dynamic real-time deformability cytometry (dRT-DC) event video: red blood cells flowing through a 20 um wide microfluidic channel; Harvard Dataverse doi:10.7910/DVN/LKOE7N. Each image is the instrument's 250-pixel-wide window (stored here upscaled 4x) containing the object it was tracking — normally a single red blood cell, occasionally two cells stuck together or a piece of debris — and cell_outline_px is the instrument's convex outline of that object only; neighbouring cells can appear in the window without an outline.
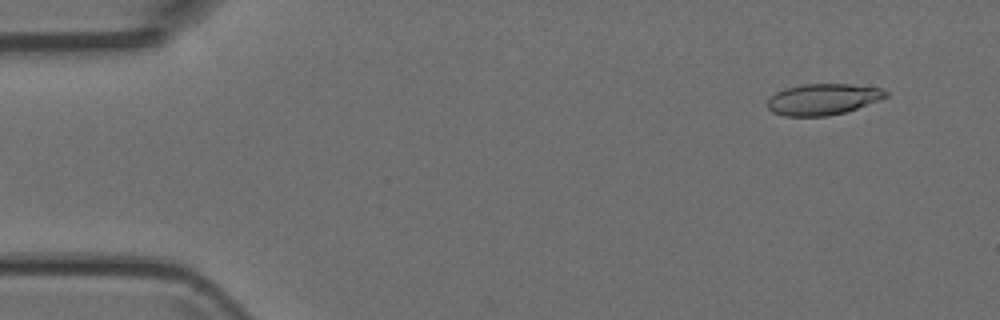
{"species": "Egyptian fruit bat (a non-hibernating species)", "species_latin": "Rousettus aegyptiacus", "temperature_condition": "room temperature", "stored_images_in_passage": 4, "camera_frame_rate_fps": 3000, "um_per_image_px": 0.085, "animal": {"sex": "female"}, "frame": {"image": 1, "passage_image": 1, "time_ms": 0.0, "image_size_px": [1000, 320], "cell_outline_px": [[888, 96], [880, 100], [844, 112], [828, 116], [784, 116], [772, 112], [768, 108], [768, 100], [776, 92], [784, 88], [800, 84], [852, 84], [884, 88], [888, 92]], "centroid_in_image_um": [69.96, 8.43], "position_along_channel_um": 15.0, "area_um2": 21.62}}
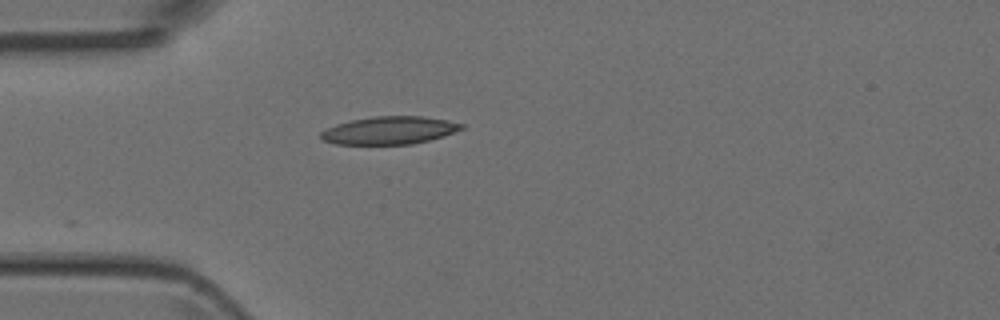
{"frame": {"image": 2, "passage_image": 4, "time_ms": 3.333, "image_size_px": [1000, 320], "cell_outline_px": [[464, 128], [428, 140], [412, 144], [336, 144], [324, 140], [320, 136], [320, 132], [336, 124], [352, 120], [372, 116], [424, 116], [448, 120], [464, 124]], "centroid_in_image_um": [33.09, 11.07], "position_along_channel_um": 51.9, "area_um2": 22.54}}